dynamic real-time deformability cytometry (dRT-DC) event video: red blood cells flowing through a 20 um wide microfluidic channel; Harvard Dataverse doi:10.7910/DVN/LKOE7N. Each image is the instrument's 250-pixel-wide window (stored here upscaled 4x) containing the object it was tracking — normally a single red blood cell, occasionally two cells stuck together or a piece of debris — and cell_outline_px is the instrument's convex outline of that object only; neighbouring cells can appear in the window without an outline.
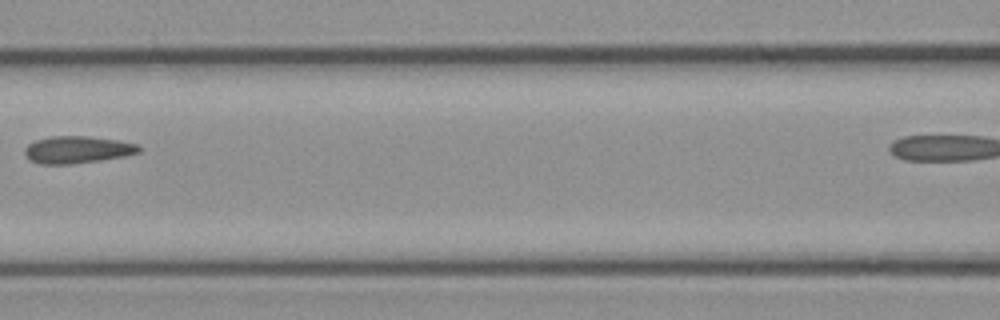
{"species": "common noctule bat (a hibernating species)", "species_latin": "Nyctalus noctula", "temperature_condition": "cold", "stored_images_in_passage": 8, "camera_frame_rate_fps": 3000, "um_per_image_px": 0.085, "animal": {"sex": "female", "body_mass_g": 21.9}, "frame": {"image": 1, "passage_image": 6, "time_ms": 1.667, "image_size_px": [1000, 320], "cell_outline_px": [[140, 152], [124, 156], [100, 160], [72, 164], [40, 164], [32, 160], [24, 152], [24, 148], [28, 144], [36, 140], [52, 136], [88, 136], [116, 140], [140, 144]], "centroid_in_image_um": [6.59, 12.72], "position_along_channel_um": 160.0, "area_um2": 17.98}}
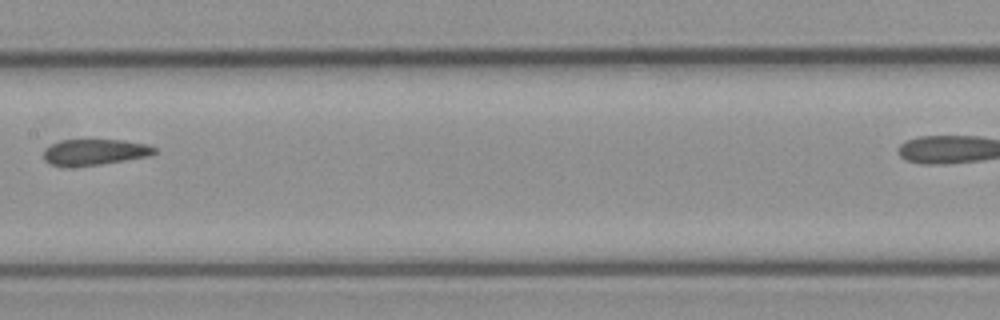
{"frame": {"image": 2, "passage_image": 7, "time_ms": 2.0, "image_size_px": [1000, 320], "cell_outline_px": [[156, 152], [152, 156], [100, 164], [68, 168], [64, 168], [48, 164], [44, 160], [44, 148], [60, 140], [124, 140], [144, 144], [156, 148]], "centroid_in_image_um": [7.99, 12.95], "position_along_channel_um": 199.4, "area_um2": 17.11}}